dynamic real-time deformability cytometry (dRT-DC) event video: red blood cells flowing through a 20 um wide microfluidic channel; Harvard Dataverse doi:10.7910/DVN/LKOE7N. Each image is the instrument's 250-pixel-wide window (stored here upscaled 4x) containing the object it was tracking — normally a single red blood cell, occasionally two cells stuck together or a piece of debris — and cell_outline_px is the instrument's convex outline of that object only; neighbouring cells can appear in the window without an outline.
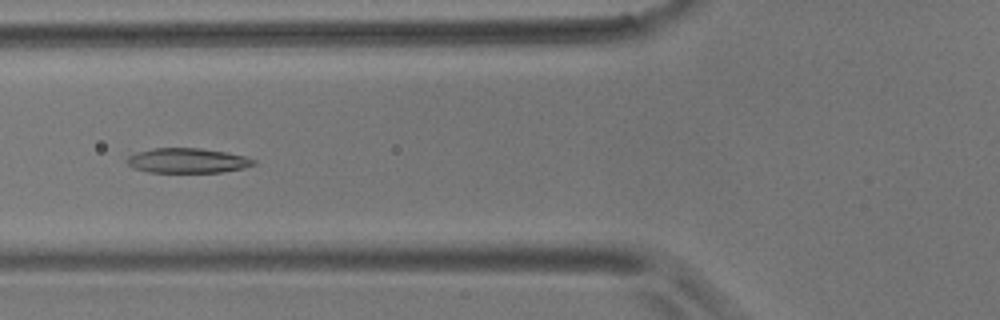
{"species": "common noctule bat (a hibernating species)", "species_latin": "Nyctalus noctula", "temperature_condition": "room temperature", "stored_images_in_passage": 56, "camera_frame_rate_fps": 3000, "um_per_image_px": 0.085, "animal": {"sex": "male", "body_mass_g": 17.9}, "frame": {"image": 1, "passage_image": 20, "time_ms": 6.333, "image_size_px": [1000, 320], "cell_outline_px": [[256, 164], [244, 168], [220, 172], [148, 172], [132, 168], [128, 164], [128, 156], [136, 152], [152, 148], [200, 148], [224, 152], [244, 156], [256, 160]], "centroid_in_image_um": [15.92, 13.65], "position_along_channel_um": 109.9, "area_um2": 18.26}}
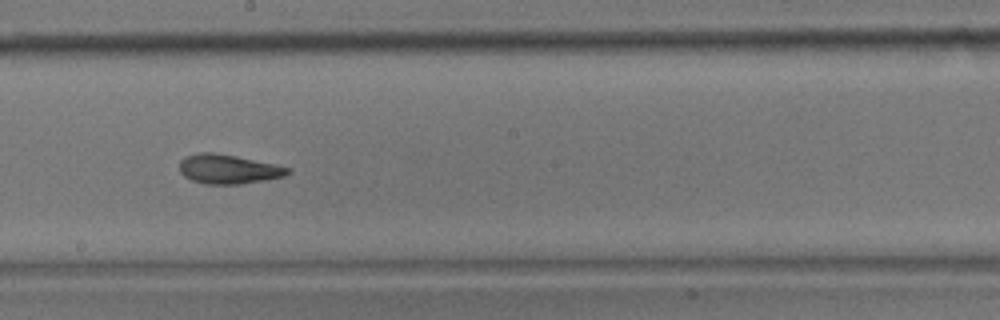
{"frame": {"image": 2, "passage_image": 30, "time_ms": 9.667, "image_size_px": [1000, 320], "cell_outline_px": [[292, 172], [284, 176], [264, 180], [240, 184], [204, 184], [192, 180], [184, 176], [180, 172], [180, 160], [184, 156], [200, 152], [212, 152], [236, 156], [276, 164], [292, 168]], "centroid_in_image_um": [19.42, 14.37], "position_along_channel_um": 228.8, "area_um2": 18.61}}
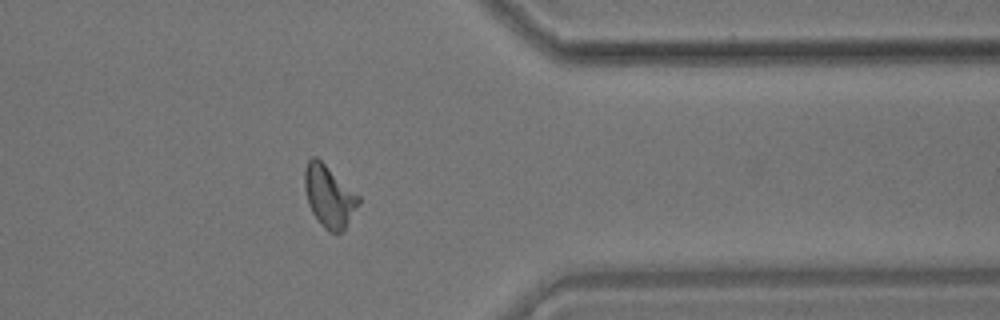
{"frame": {"image": 3, "passage_image": 44, "time_ms": 14.333, "image_size_px": [1000, 320], "cell_outline_px": [[360, 204], [344, 228], [340, 232], [328, 232], [320, 224], [312, 212], [308, 204], [304, 188], [304, 168], [308, 160], [312, 156], [316, 156], [360, 196]], "centroid_in_image_um": [27.95, 16.67], "position_along_channel_um": 383.4, "area_um2": 19.42}, "authors_computed_cell_mechanics": {"area_um2": 18.9873, "velocity_mm_per_s": 3.5664, "shape_relaxation_time_tau1_ms": 6.5207, "shape_relaxation_time_tau2_ms": 2.2963, "deformation_change_tau1": 0.1785, "deformation_change_tau2": 0.1041}}